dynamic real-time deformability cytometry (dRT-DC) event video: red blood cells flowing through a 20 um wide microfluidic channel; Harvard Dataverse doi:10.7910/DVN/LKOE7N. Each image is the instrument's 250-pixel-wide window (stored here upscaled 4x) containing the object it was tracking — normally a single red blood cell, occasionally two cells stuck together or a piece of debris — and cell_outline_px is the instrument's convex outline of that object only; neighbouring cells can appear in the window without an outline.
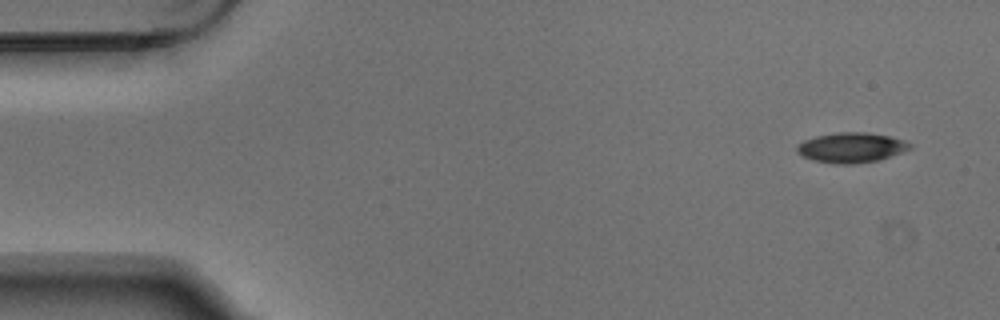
{"species": "Egyptian fruit bat (a non-hibernating species)", "species_latin": "Rousettus aegyptiacus", "temperature_condition": "warm", "stored_images_in_passage": 9, "camera_frame_rate_fps": 3000, "um_per_image_px": 0.085, "animal": {"sex": "male"}, "frame": {"image": 1, "passage_image": 1, "time_ms": 0.0, "image_size_px": [1000, 320], "cell_outline_px": [[912, 148], [876, 160], [852, 164], [836, 164], [812, 160], [796, 152], [796, 144], [804, 140], [816, 136], [836, 132], [868, 132], [888, 136], [904, 140], [912, 144]], "centroid_in_image_um": [72.31, 12.53], "position_along_channel_um": 12.7, "area_um2": 19.65}}
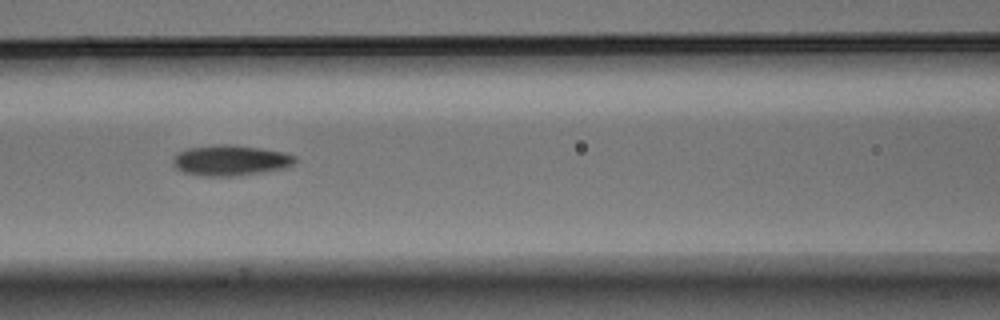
{"frame": {"image": 2, "passage_image": 6, "time_ms": 1.667, "image_size_px": [1000, 320], "cell_outline_px": [[296, 160], [288, 168], [236, 176], [200, 176], [184, 172], [176, 168], [172, 164], [172, 156], [188, 148], [220, 144], [228, 144], [260, 148], [284, 152], [296, 156]], "centroid_in_image_um": [19.58, 13.64], "position_along_channel_um": 147.0, "area_um2": 21.85}}
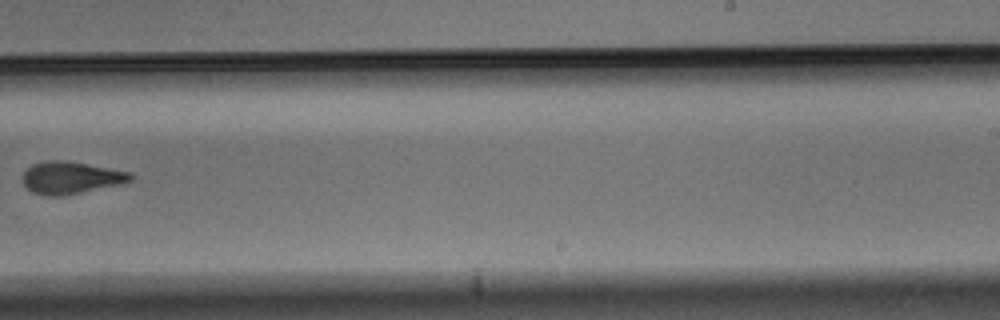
{"frame": {"image": 3, "passage_image": 9, "time_ms": 2.667, "image_size_px": [1000, 320], "cell_outline_px": [[136, 176], [132, 180], [124, 184], [60, 196], [48, 196], [32, 192], [24, 184], [24, 172], [32, 164], [48, 160], [56, 160], [84, 164], [132, 172]], "centroid_in_image_um": [6.08, 15.12], "position_along_channel_um": 282.9, "area_um2": 20.06}}